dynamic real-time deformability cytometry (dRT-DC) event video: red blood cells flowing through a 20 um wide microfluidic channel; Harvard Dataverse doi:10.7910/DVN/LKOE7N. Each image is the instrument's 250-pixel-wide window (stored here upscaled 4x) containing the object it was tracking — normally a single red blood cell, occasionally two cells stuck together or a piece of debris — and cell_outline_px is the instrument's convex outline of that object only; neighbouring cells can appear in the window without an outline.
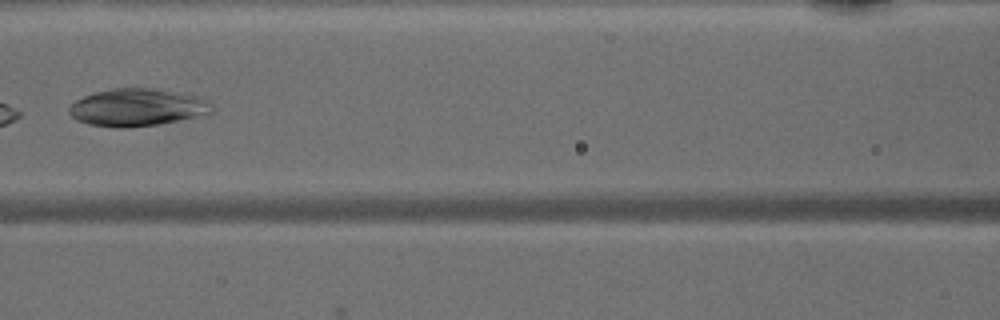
{"species": "common noctule bat (a hibernating species)", "species_latin": "Nyctalus noctula", "temperature_condition": "warm", "stored_images_in_passage": 6, "camera_frame_rate_fps": 3000, "um_per_image_px": 0.085, "animal": {"sex": "male", "body_mass_g": 15.6}, "frame": {"image": 1, "passage_image": 5, "time_ms": 5.667, "image_size_px": [1000, 320], "cell_outline_px": [[212, 112], [180, 120], [160, 124], [128, 128], [116, 128], [88, 124], [76, 120], [68, 112], [68, 108], [76, 100], [84, 96], [96, 92], [112, 88], [148, 88], [196, 96], [208, 100], [212, 104]], "centroid_in_image_um": [11.62, 9.15], "position_along_channel_um": 155.0, "area_um2": 30.98}}
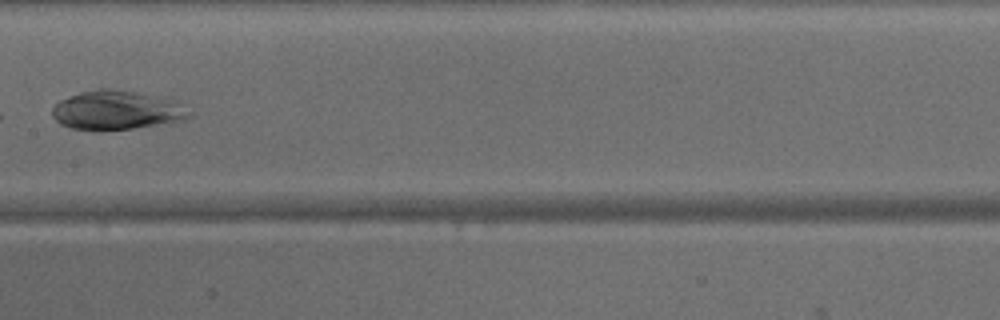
{"frame": {"image": 2, "passage_image": 6, "time_ms": 6.667, "image_size_px": [1000, 320], "cell_outline_px": [[192, 116], [184, 120], [132, 128], [100, 132], [68, 128], [60, 124], [52, 116], [52, 108], [60, 100], [80, 92], [100, 88], [112, 88], [136, 92], [168, 100], [192, 112]], "centroid_in_image_um": [9.82, 9.4], "position_along_channel_um": 197.6, "area_um2": 31.04}}